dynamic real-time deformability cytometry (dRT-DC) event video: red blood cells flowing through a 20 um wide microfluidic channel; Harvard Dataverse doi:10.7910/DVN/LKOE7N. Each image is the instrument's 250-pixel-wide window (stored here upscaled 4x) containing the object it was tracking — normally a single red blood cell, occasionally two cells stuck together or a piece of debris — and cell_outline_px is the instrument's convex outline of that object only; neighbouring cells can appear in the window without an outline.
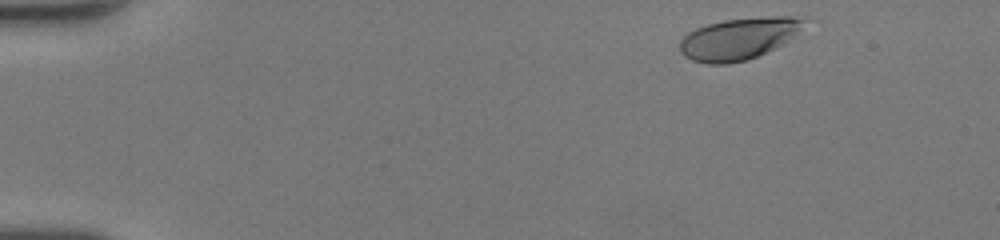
{"species": "human", "species_latin": "Homo sapiens", "temperature_condition": "room temperature", "stored_images_in_passage": 46, "camera_frame_rate_fps": 3000, "um_per_image_px": 0.085, "donor": {"sex": "female"}, "frame": {"image": 1, "passage_image": 2, "time_ms": 0.333, "image_size_px": [1000, 240], "cell_outline_px": [[800, 20], [796, 32], [780, 44], [748, 60], [728, 64], [708, 64], [692, 60], [684, 56], [680, 52], [680, 40], [688, 32], [696, 28], [708, 24], [724, 20], [776, 16], [792, 16]], "centroid_in_image_um": [62.62, 3.31], "position_along_channel_um": 22.4, "area_um2": 29.19}}
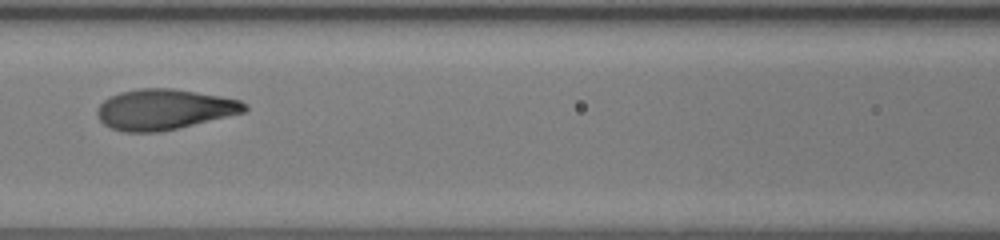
{"frame": {"image": 2, "passage_image": 20, "time_ms": 6.333, "image_size_px": [1000, 240], "cell_outline_px": [[248, 108], [244, 112], [160, 132], [124, 132], [112, 128], [104, 124], [96, 116], [96, 108], [108, 96], [120, 92], [140, 88], [172, 88], [220, 96], [240, 100], [248, 104]], "centroid_in_image_um": [13.91, 9.29], "position_along_channel_um": 152.7, "area_um2": 34.74}}
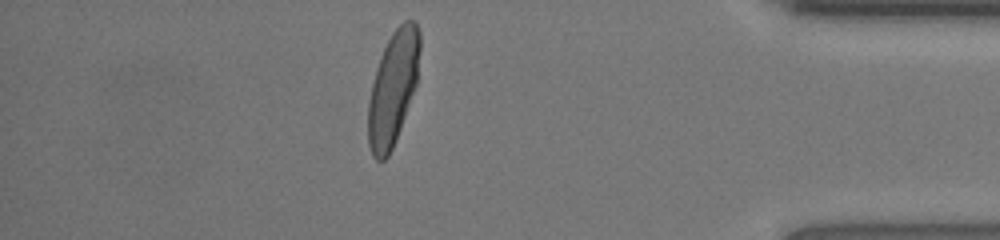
{"frame": {"image": 3, "passage_image": 40, "time_ms": 13.0, "image_size_px": [1000, 240], "cell_outline_px": [[420, 48], [416, 84], [396, 140], [388, 156], [384, 160], [376, 160], [372, 156], [368, 144], [368, 100], [376, 68], [380, 56], [392, 32], [404, 20], [416, 20], [420, 32]], "centroid_in_image_um": [33.4, 7.48], "position_along_channel_um": 401.8, "area_um2": 34.16}, "authors_computed_cell_mechanics": {"area_um2": 34.3621, "velocity_mm_per_s": 4.2621, "shape_relaxation_time_tau1_ms": 3.0805, "shape_relaxation_time_tau2_ms": null, "deformation_change_tau1": 0.188, "deformation_change_tau2": null}}